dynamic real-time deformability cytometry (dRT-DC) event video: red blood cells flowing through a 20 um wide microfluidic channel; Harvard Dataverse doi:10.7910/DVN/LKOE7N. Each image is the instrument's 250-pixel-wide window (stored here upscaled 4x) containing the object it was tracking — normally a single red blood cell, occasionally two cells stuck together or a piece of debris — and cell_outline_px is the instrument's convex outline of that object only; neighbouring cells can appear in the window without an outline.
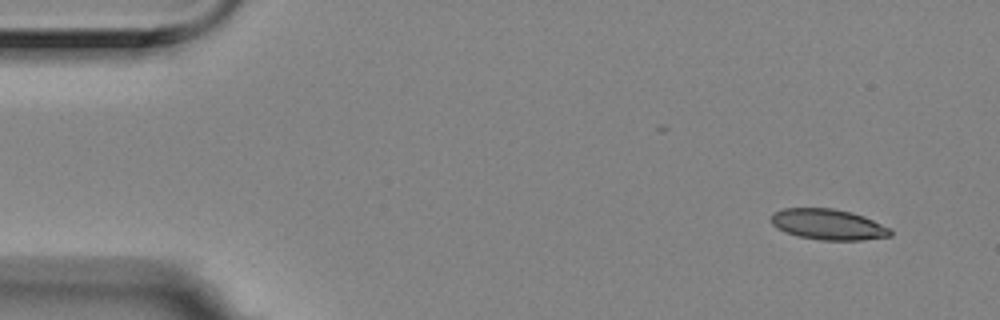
{"species": "Egyptian fruit bat (a non-hibernating species)", "species_latin": "Rousettus aegyptiacus", "temperature_condition": "room temperature", "stored_images_in_passage": 15, "camera_frame_rate_fps": 3000, "um_per_image_px": 0.085, "animal": {"sex": "female"}, "frame": {"image": 1, "passage_image": 1, "time_ms": 0.0, "image_size_px": [1000, 320], "cell_outline_px": [[892, 236], [860, 240], [820, 240], [796, 236], [784, 232], [776, 228], [772, 224], [772, 216], [776, 212], [784, 208], [832, 208], [852, 212], [864, 216], [888, 228], [892, 232]], "centroid_in_image_um": [70.37, 19.08], "position_along_channel_um": 14.6, "area_um2": 21.27}}
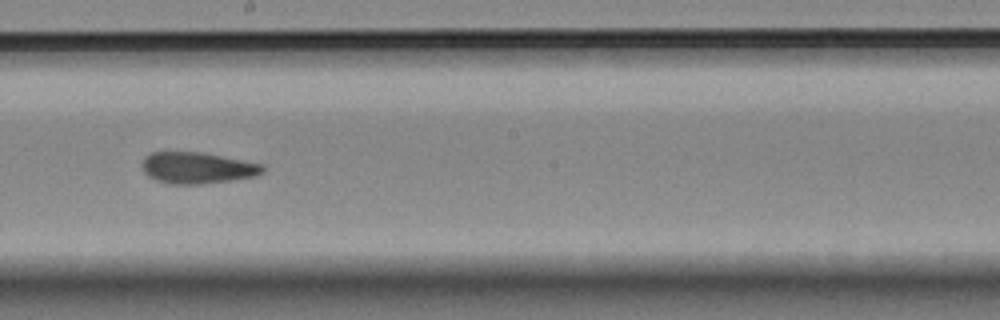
{"frame": {"image": 2, "passage_image": 8, "time_ms": 2.333, "image_size_px": [1000, 320], "cell_outline_px": [[264, 172], [256, 176], [232, 180], [200, 184], [168, 184], [156, 180], [148, 176], [144, 172], [144, 156], [152, 152], [204, 152], [264, 164]], "centroid_in_image_um": [16.81, 14.27], "position_along_channel_um": 231.4, "area_um2": 22.14}}
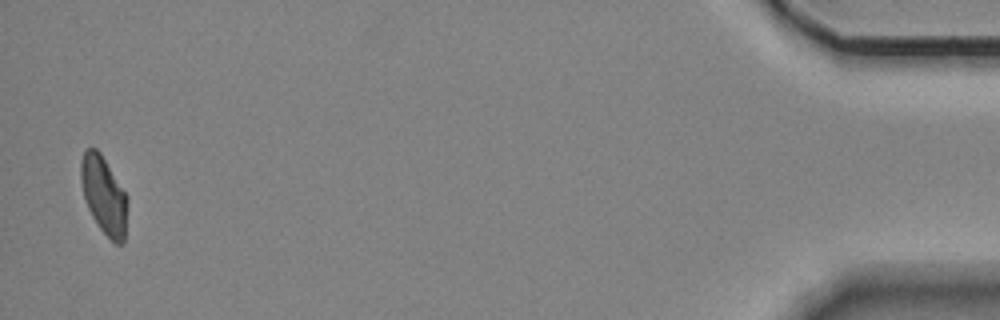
{"frame": {"image": 3, "passage_image": 14, "time_ms": 4.333, "image_size_px": [1000, 320], "cell_outline_px": [[128, 200], [124, 244], [116, 244], [100, 228], [92, 216], [88, 208], [84, 196], [80, 180], [80, 160], [84, 148], [96, 148], [100, 152], [128, 196]], "centroid_in_image_um": [8.83, 16.57], "position_along_channel_um": 426.4, "area_um2": 21.21}}